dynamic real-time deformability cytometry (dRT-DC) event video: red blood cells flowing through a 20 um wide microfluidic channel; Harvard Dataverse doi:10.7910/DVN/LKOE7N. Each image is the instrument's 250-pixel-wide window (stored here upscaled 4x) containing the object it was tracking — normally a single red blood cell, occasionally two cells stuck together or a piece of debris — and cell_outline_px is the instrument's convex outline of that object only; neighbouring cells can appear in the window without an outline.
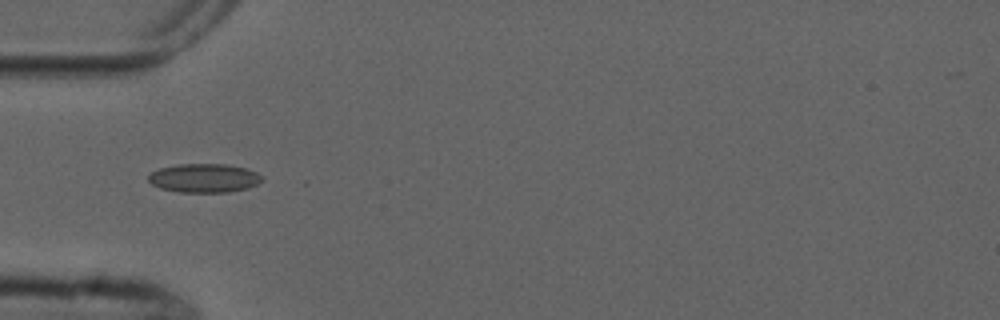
{"species": "common noctule bat (a hibernating species)", "species_latin": "Nyctalus noctula", "temperature_condition": "cold", "stored_images_in_passage": 6, "camera_frame_rate_fps": 3000, "um_per_image_px": 0.085, "animal": {"sex": "male", "forearm_length_mm": 52.5}, "frame": {"image": 1, "passage_image": 4, "time_ms": 4.333, "image_size_px": [1000, 320], "cell_outline_px": [[264, 180], [248, 188], [228, 192], [180, 192], [160, 188], [152, 184], [148, 180], [148, 176], [152, 172], [160, 168], [180, 164], [224, 164], [244, 168], [256, 172], [264, 176]], "centroid_in_image_um": [17.37, 15.14], "position_along_channel_um": 67.6, "area_um2": 19.02}}
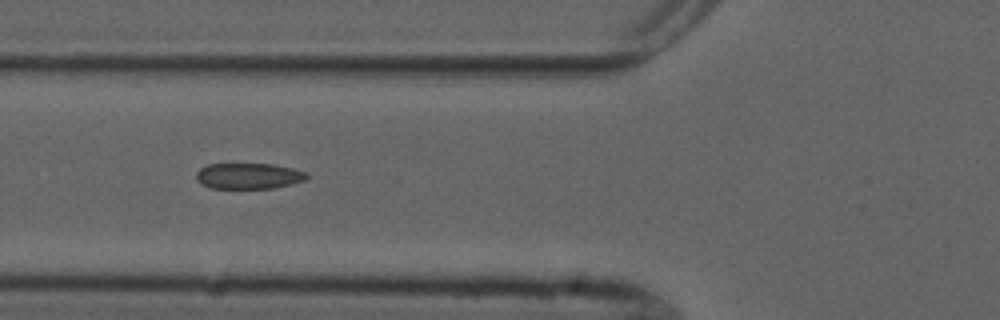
{"frame": {"image": 2, "passage_image": 5, "time_ms": 5.333, "image_size_px": [1000, 320], "cell_outline_px": [[308, 176], [304, 180], [292, 184], [272, 188], [212, 188], [200, 184], [196, 180], [196, 172], [200, 168], [208, 164], [272, 164], [292, 168], [304, 172]], "centroid_in_image_um": [21.08, 14.96], "position_along_channel_um": 104.7, "area_um2": 16.59}}
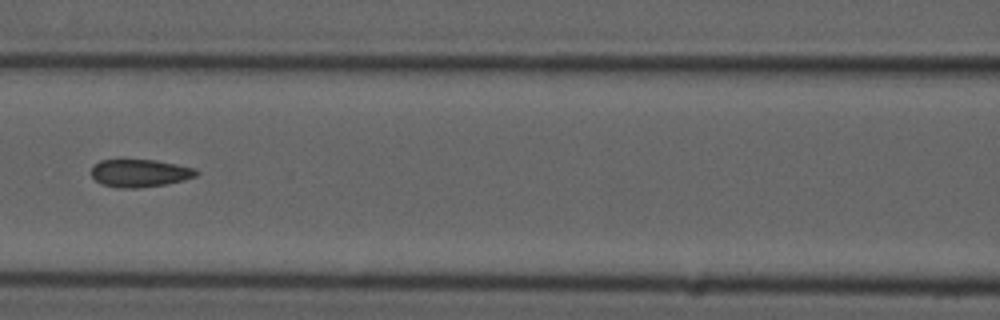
{"frame": {"image": 3, "passage_image": 6, "time_ms": 6.667, "image_size_px": [1000, 320], "cell_outline_px": [[200, 172], [196, 176], [184, 180], [168, 184], [140, 188], [120, 188], [100, 184], [92, 176], [92, 168], [100, 160], [156, 160], [196, 168]], "centroid_in_image_um": [11.93, 14.72], "position_along_channel_um": 154.7, "area_um2": 17.05}}